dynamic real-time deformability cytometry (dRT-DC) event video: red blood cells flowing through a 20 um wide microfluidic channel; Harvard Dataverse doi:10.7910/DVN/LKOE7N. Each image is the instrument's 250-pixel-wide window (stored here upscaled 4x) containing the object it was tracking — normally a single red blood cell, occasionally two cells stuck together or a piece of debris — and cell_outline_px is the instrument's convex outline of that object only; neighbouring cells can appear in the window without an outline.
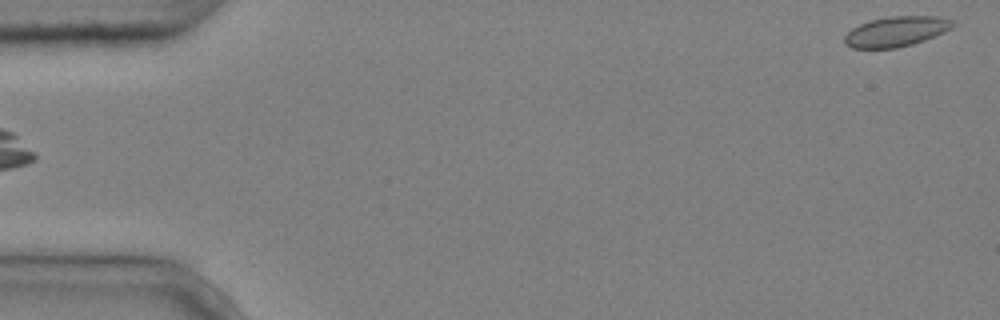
{"species": "common noctule bat (a hibernating species)", "species_latin": "Nyctalus noctula", "temperature_condition": "cold", "stored_images_in_passage": 5, "camera_frame_rate_fps": 3000, "um_per_image_px": 0.085, "animal": {"sex": "male", "body_mass_g": 20.4}, "frame": {"image": 1, "passage_image": 5, "time_ms": 1.333, "image_size_px": [1000, 320], "cell_outline_px": [[956, 24], [952, 28], [944, 32], [924, 40], [912, 44], [896, 48], [852, 48], [844, 44], [844, 36], [852, 28], [868, 20], [888, 16], [936, 16], [952, 20]], "centroid_in_image_um": [76.16, 2.67], "position_along_channel_um": 8.8, "area_um2": 19.07}}